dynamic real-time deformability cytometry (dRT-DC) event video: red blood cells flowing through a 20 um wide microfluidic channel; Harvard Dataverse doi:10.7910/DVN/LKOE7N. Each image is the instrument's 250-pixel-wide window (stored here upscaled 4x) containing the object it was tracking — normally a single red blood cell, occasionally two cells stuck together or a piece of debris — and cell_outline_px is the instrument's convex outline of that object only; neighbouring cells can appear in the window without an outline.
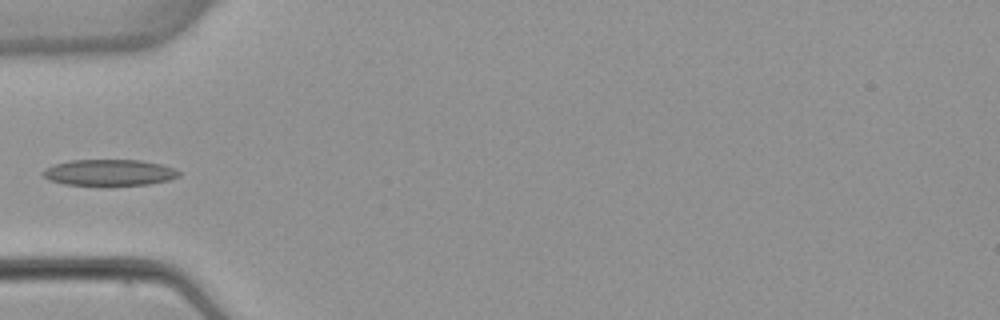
{"species": "common noctule bat (a hibernating species)", "species_latin": "Nyctalus noctula", "temperature_condition": "warm", "stored_images_in_passage": 5, "camera_frame_rate_fps": 3000, "um_per_image_px": 0.085, "animal": {"sex": "female", "body_mass_g": 22.7, "forearm_length_mm": 54.2}, "frame": {"image": 1, "passage_image": 5, "time_ms": 5.667, "image_size_px": [1000, 320], "cell_outline_px": [[180, 176], [168, 180], [148, 184], [112, 188], [104, 188], [64, 184], [48, 180], [40, 172], [44, 168], [56, 164], [72, 160], [140, 160], [160, 164], [172, 168], [180, 172]], "centroid_in_image_um": [9.25, 14.72], "position_along_channel_um": 75.8, "area_um2": 21.68}}